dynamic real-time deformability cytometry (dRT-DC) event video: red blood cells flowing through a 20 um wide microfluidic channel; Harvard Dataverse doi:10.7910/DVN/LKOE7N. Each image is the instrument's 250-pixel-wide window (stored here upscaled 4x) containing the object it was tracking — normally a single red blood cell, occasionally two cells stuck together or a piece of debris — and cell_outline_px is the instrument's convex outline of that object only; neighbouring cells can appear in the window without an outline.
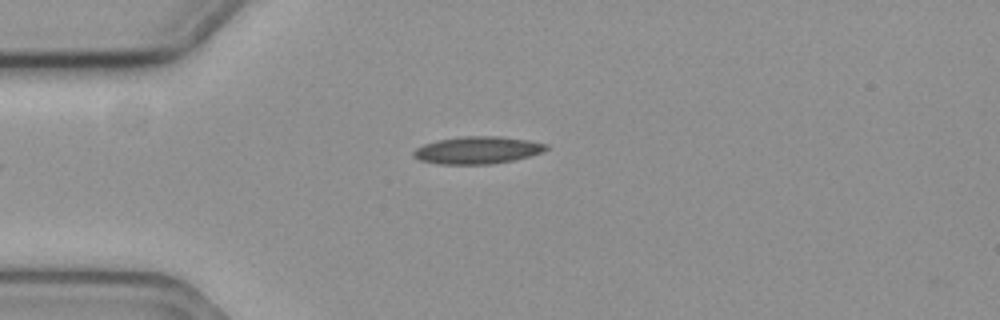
{"species": "common noctule bat (a hibernating species)", "species_latin": "Nyctalus noctula", "temperature_condition": "cold", "stored_images_in_passage": 32, "camera_frame_rate_fps": 3000, "um_per_image_px": 0.085, "animal": {"sex": "female", "body_mass_g": 19.3, "forearm_length_mm": 54.1}, "frame": {"image": 1, "passage_image": 1, "time_ms": 0.0, "image_size_px": [1000, 320], "cell_outline_px": [[548, 148], [540, 152], [528, 156], [512, 160], [488, 164], [440, 164], [420, 160], [412, 156], [412, 152], [416, 148], [424, 144], [440, 140], [464, 136], [500, 136], [528, 140], [548, 144]], "centroid_in_image_um": [40.56, 12.76], "position_along_channel_um": 44.4, "area_um2": 20.87}}
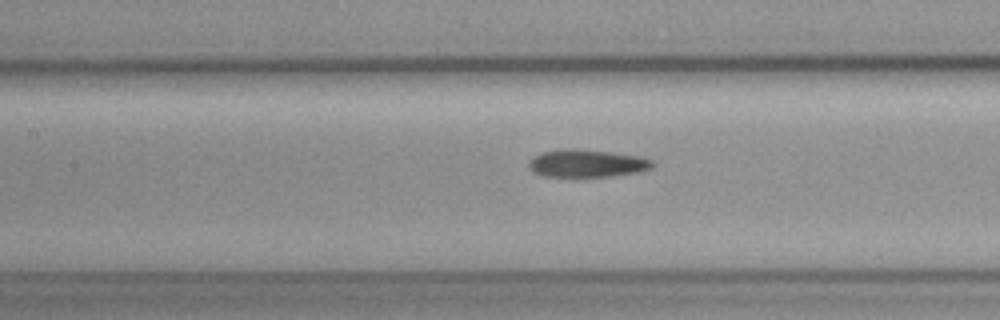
{"frame": {"image": 2, "passage_image": 12, "time_ms": 3.667, "image_size_px": [1000, 320], "cell_outline_px": [[656, 164], [652, 168], [636, 172], [608, 176], [540, 176], [532, 172], [528, 168], [528, 160], [540, 152], [560, 148], [576, 148], [612, 152], [640, 156], [652, 160]], "centroid_in_image_um": [49.83, 13.86], "position_along_channel_um": 157.6, "area_um2": 20.23}}
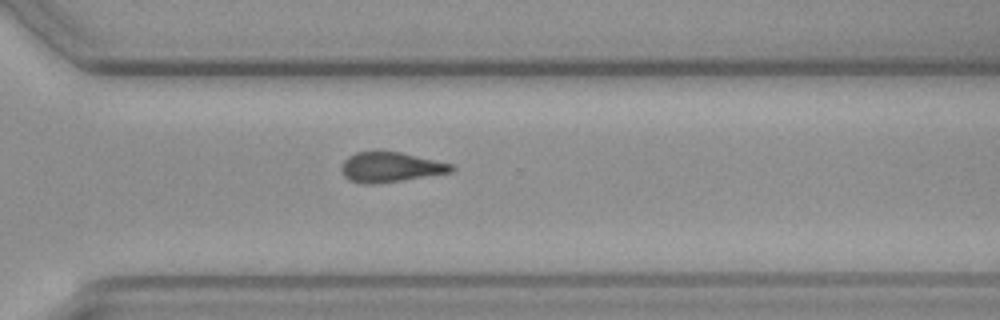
{"frame": {"image": 3, "passage_image": 27, "time_ms": 8.667, "image_size_px": [1000, 320], "cell_outline_px": [[456, 168], [452, 172], [376, 184], [360, 184], [348, 180], [344, 176], [340, 168], [344, 160], [348, 156], [356, 152], [400, 152], [452, 164]], "centroid_in_image_um": [33.15, 14.22], "position_along_channel_um": 337.4, "area_um2": 19.13}}